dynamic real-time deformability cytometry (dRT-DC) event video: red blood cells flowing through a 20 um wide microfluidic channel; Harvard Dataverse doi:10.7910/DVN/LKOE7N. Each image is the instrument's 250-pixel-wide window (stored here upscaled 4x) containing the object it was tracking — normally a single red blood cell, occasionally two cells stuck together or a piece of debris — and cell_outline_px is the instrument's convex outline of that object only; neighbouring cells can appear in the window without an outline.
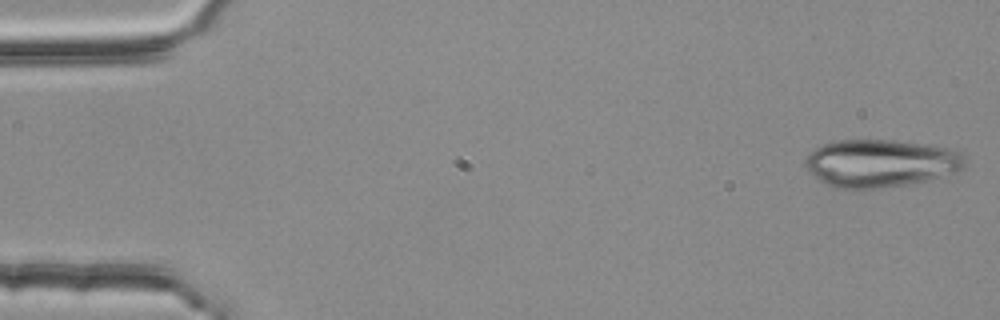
{"species": "common noctule bat (a hibernating species)", "species_latin": "Nyctalus noctula", "temperature_condition": "room temperature", "stored_images_in_passage": 54, "segment_of_instrument_passage": [1, 2], "camera_frame_rate_fps": 3000, "um_per_image_px": 0.085, "animal": {"sex": "female", "body_mass_g": 25.1}, "frame": {"image": 1, "passage_image": 1, "time_ms": 0.0, "image_size_px": [1000, 320], "cell_outline_px": [[968, 160], [964, 168], [956, 172], [924, 180], [904, 184], [872, 188], [836, 188], [820, 180], [808, 168], [808, 156], [816, 148], [824, 144], [836, 140], [892, 140], [928, 144], [948, 148], [960, 152]], "centroid_in_image_um": [74.93, 13.85], "position_along_channel_um": 10.1, "area_um2": 43.58}}
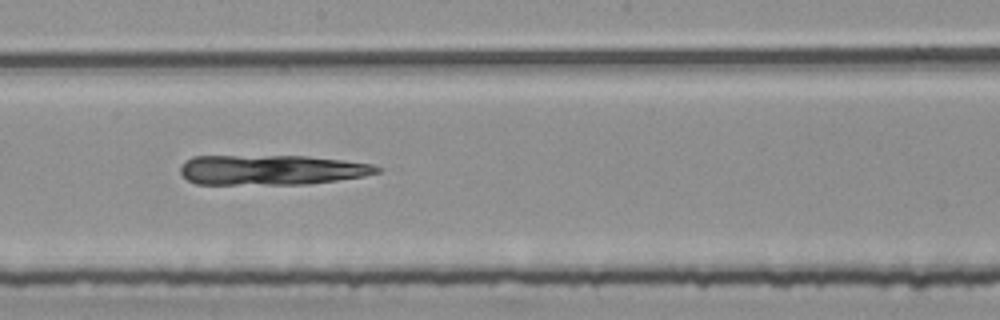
{"frame": {"image": 2, "passage_image": 29, "time_ms": 9.333, "image_size_px": [1000, 320], "cell_outline_px": [[380, 172], [364, 176], [308, 184], [196, 184], [188, 180], [180, 172], [180, 164], [184, 160], [192, 156], [308, 156], [344, 160], [372, 164], [380, 168]], "centroid_in_image_um": [23.04, 14.43], "position_along_channel_um": 225.2, "area_um2": 34.51}}
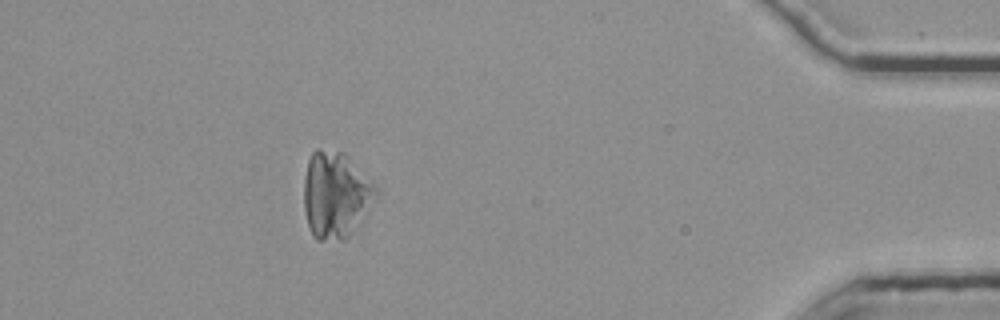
{"frame": {"image": 3, "passage_image": 48, "time_ms": 15.667, "image_size_px": [1000, 320], "cell_outline_px": [[380, 188], [364, 220], [344, 240], [316, 240], [312, 236], [308, 228], [304, 208], [304, 180], [308, 160], [312, 152], [316, 148], [320, 148], [344, 152]], "centroid_in_image_um": [28.55, 16.57], "position_along_channel_um": 406.7, "area_um2": 36.99}}